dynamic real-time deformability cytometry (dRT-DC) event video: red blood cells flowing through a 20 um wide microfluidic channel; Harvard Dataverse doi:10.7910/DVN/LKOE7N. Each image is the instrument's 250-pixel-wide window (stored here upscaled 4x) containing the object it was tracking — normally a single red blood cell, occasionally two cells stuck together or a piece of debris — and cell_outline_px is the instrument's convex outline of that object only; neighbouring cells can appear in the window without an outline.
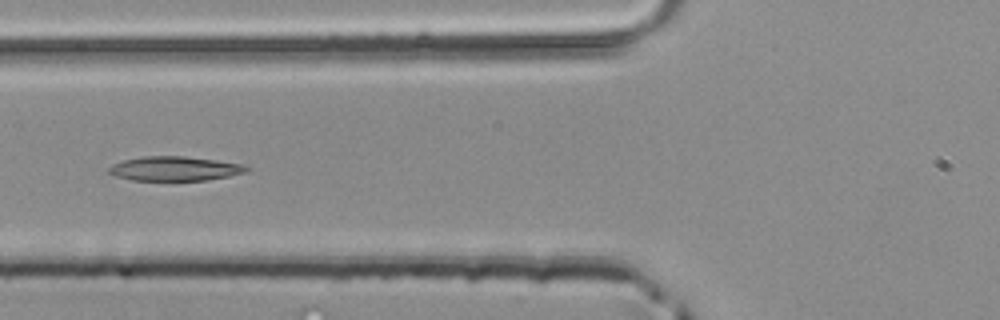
{"species": "common noctule bat (a hibernating species)", "species_latin": "Nyctalus noctula", "temperature_condition": "room temperature", "stored_images_in_passage": 19, "camera_frame_rate_fps": 3000, "um_per_image_px": 0.085, "animal": {"sex": "male", "body_mass_g": 20.4}, "frame": {"image": 1, "passage_image": 13, "time_ms": 4.0, "image_size_px": [1000, 320], "cell_outline_px": [[248, 172], [208, 180], [132, 180], [116, 176], [108, 172], [108, 168], [112, 164], [124, 160], [140, 156], [184, 156], [216, 160], [240, 164], [248, 168]], "centroid_in_image_um": [14.82, 14.33], "position_along_channel_um": 111.0, "area_um2": 19.42}}